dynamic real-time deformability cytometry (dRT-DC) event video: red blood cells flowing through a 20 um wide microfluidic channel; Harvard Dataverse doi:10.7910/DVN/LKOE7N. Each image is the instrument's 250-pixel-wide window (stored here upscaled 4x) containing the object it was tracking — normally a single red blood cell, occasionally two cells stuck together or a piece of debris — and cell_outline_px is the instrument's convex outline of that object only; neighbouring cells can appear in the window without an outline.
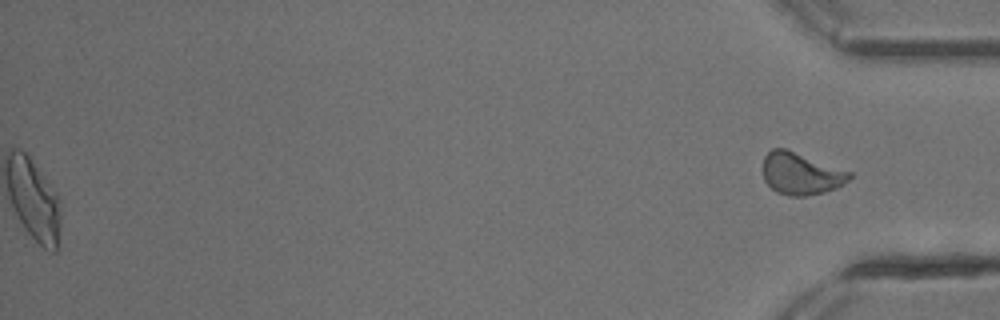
{"species": "common noctule bat (a hibernating species)", "species_latin": "Nyctalus noctula", "temperature_condition": "cold", "stored_images_in_passage": 54, "segment_of_instrument_passage": [2, 2], "camera_frame_rate_fps": 3000, "um_per_image_px": 0.085, "animal": {"sex": "male", "body_mass_g": 13.3}, "frame": {"image": 1, "passage_image": 54, "time_ms": 17.667, "image_size_px": [1000, 320], "cell_outline_px": [[852, 176], [844, 184], [836, 188], [824, 192], [804, 196], [788, 196], [776, 192], [764, 180], [764, 156], [772, 148], [784, 148], [852, 172]], "centroid_in_image_um": [68.08, 14.77], "position_along_channel_um": 367.1, "area_um2": 21.04}}